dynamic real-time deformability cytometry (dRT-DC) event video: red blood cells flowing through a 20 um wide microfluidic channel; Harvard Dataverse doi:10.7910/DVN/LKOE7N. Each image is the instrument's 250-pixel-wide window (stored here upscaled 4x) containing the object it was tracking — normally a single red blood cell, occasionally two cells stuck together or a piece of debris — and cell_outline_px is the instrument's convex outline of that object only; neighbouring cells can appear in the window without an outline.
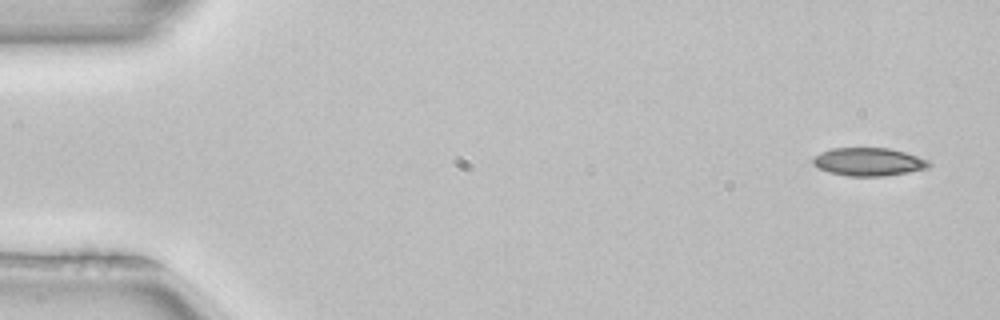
{"species": "common noctule bat (a hibernating species)", "species_latin": "Nyctalus noctula", "temperature_condition": "room temperature", "stored_images_in_passage": 3, "camera_frame_rate_fps": 3000, "um_per_image_px": 0.085, "animal": {"sex": "female", "body_mass_g": 22.7, "forearm_length_mm": 54.2}, "frame": {"image": 1, "passage_image": 1, "time_ms": 0.0, "image_size_px": [1000, 320], "cell_outline_px": [[932, 164], [928, 168], [908, 172], [884, 176], [848, 176], [828, 172], [812, 164], [812, 156], [820, 152], [832, 148], [888, 148], [904, 152], [928, 160]], "centroid_in_image_um": [73.79, 13.75], "position_along_channel_um": 11.2, "area_um2": 19.02}}
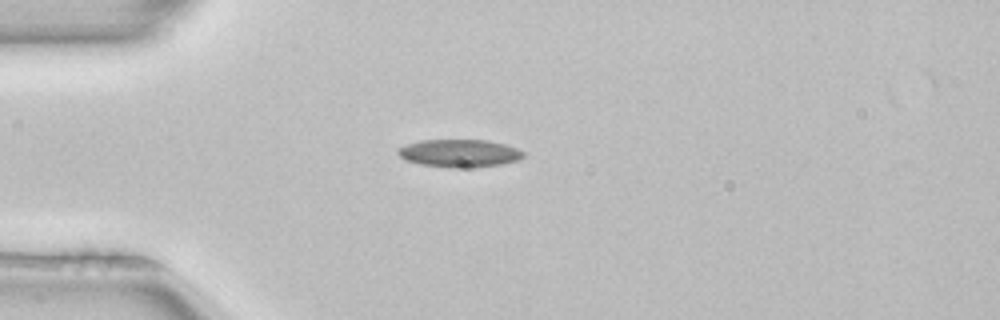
{"frame": {"image": 2, "passage_image": 3, "time_ms": 0.667, "image_size_px": [1000, 320], "cell_outline_px": [[524, 156], [520, 160], [500, 164], [472, 168], [448, 168], [420, 164], [408, 160], [400, 156], [396, 152], [396, 148], [420, 140], [488, 140], [504, 144], [516, 148], [524, 152]], "centroid_in_image_um": [39.05, 13.03], "position_along_channel_um": 45.9, "area_um2": 20.4}}